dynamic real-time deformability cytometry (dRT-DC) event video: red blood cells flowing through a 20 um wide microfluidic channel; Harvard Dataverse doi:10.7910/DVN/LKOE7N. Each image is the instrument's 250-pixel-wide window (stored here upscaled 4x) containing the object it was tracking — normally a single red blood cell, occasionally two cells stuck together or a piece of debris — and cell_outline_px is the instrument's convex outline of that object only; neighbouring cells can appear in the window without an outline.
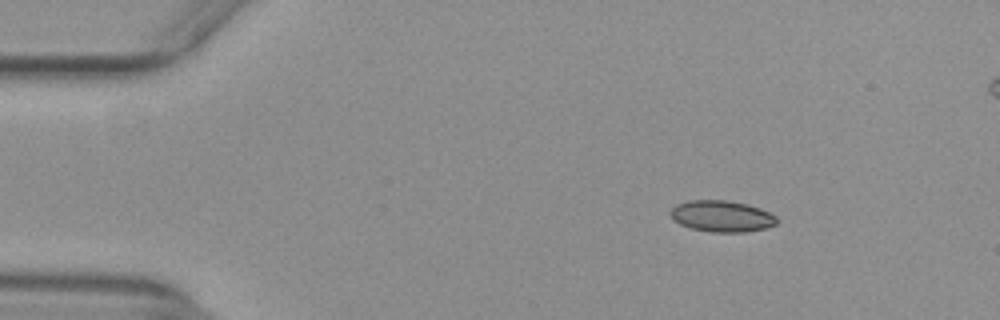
{"species": "common noctule bat (a hibernating species)", "species_latin": "Nyctalus noctula", "temperature_condition": "warm", "stored_images_in_passage": 53, "camera_frame_rate_fps": 3000, "um_per_image_px": 0.085, "animal": {"sex": "female", "body_mass_g": 29.2, "forearm_length_mm": 56.3}, "frame": {"image": 1, "passage_image": 8, "time_ms": 2.333, "image_size_px": [1000, 320], "cell_outline_px": [[776, 224], [768, 228], [744, 232], [712, 232], [692, 228], [680, 224], [672, 220], [668, 212], [676, 204], [688, 200], [724, 200], [748, 204], [760, 208], [776, 216]], "centroid_in_image_um": [61.32, 18.37], "position_along_channel_um": 23.7, "area_um2": 19.54}}
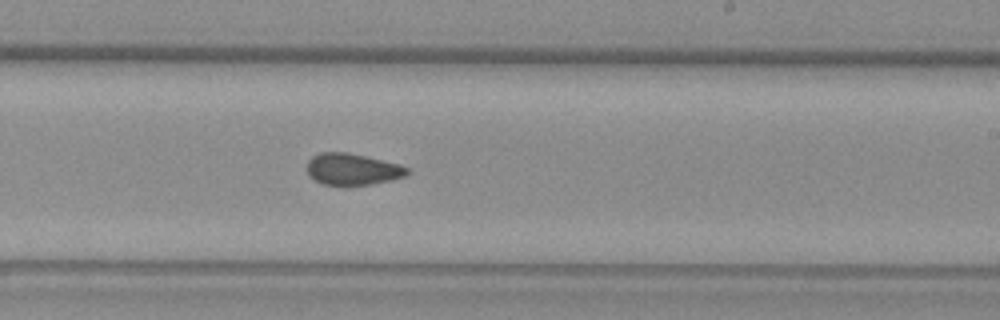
{"frame": {"image": 2, "passage_image": 32, "time_ms": 10.333, "image_size_px": [1000, 320], "cell_outline_px": [[408, 172], [404, 176], [392, 180], [344, 188], [324, 184], [308, 176], [304, 168], [308, 160], [312, 156], [320, 152], [348, 152], [396, 164], [408, 168]], "centroid_in_image_um": [29.84, 14.41], "position_along_channel_um": 259.2, "area_um2": 18.79}}
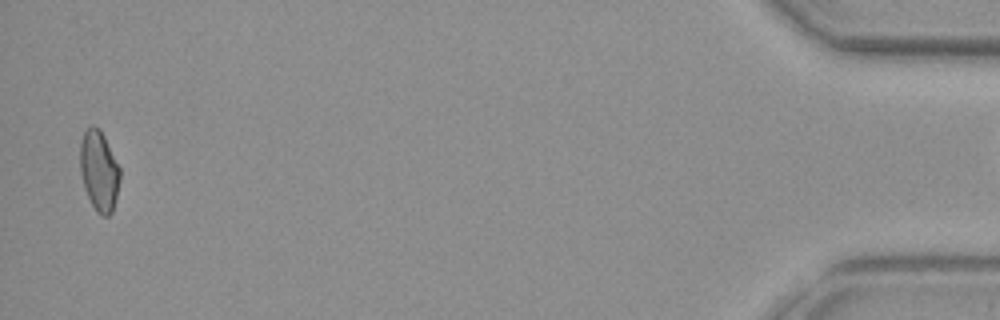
{"frame": {"image": 3, "passage_image": 52, "time_ms": 17.0, "image_size_px": [1000, 320], "cell_outline_px": [[120, 180], [112, 212], [108, 216], [100, 216], [96, 212], [84, 188], [80, 172], [80, 144], [84, 132], [92, 124], [100, 128], [120, 168]], "centroid_in_image_um": [8.41, 14.52], "position_along_channel_um": 426.8, "area_um2": 18.67}}